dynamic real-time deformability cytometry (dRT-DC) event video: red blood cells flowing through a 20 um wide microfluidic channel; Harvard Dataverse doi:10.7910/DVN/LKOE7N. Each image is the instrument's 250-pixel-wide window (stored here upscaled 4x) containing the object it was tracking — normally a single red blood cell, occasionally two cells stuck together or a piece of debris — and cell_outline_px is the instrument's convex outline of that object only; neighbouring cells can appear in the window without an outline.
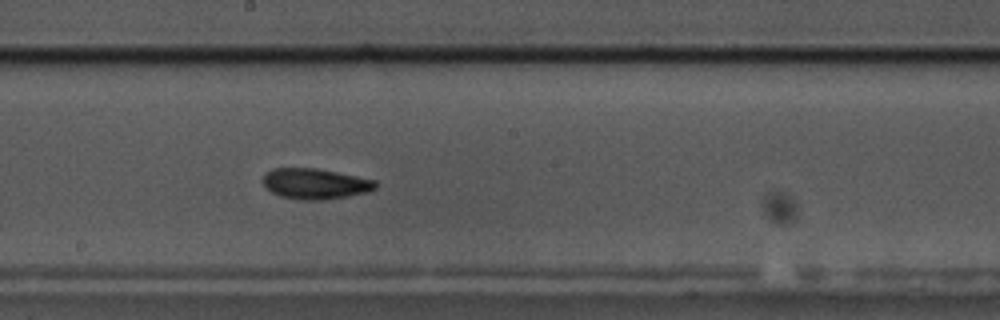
{"species": "common noctule bat (a hibernating species)", "species_latin": "Nyctalus noctula", "temperature_condition": "cold", "stored_images_in_passage": 57, "camera_frame_rate_fps": 3000, "um_per_image_px": 0.085, "animal": {"sex": "male", "body_mass_g": 17.5, "forearm_length_mm": 52.3}, "frame": {"image": 1, "passage_image": 31, "time_ms": 10.0, "image_size_px": [1000, 320], "cell_outline_px": [[380, 184], [376, 188], [368, 192], [348, 196], [324, 200], [300, 200], [280, 196], [264, 188], [264, 172], [272, 168], [316, 168], [376, 180]], "centroid_in_image_um": [26.8, 15.62], "position_along_channel_um": 221.4, "area_um2": 20.29}}
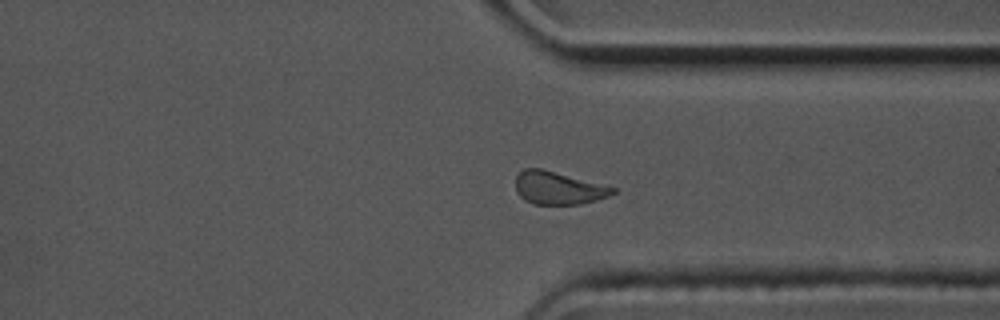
{"frame": {"image": 2, "passage_image": 43, "time_ms": 14.0, "image_size_px": [1000, 320], "cell_outline_px": [[616, 192], [608, 196], [596, 200], [580, 204], [532, 204], [524, 200], [516, 192], [516, 176], [524, 168], [540, 168], [616, 188]], "centroid_in_image_um": [47.42, 15.99], "position_along_channel_um": 364.0, "area_um2": 18.38}}
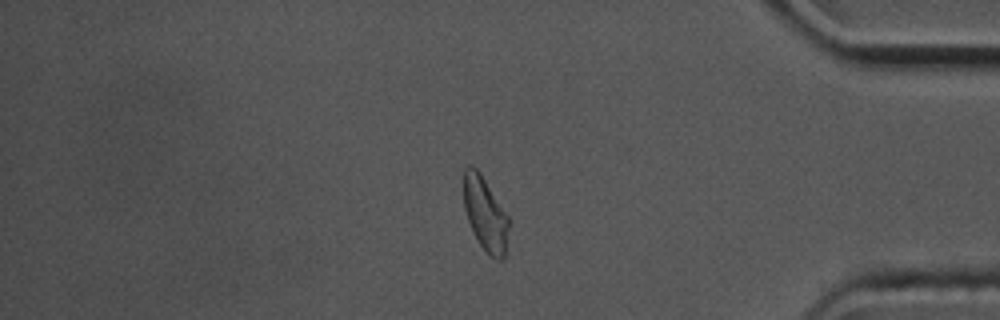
{"frame": {"image": 3, "passage_image": 48, "time_ms": 15.667, "image_size_px": [1000, 320], "cell_outline_px": [[508, 228], [504, 256], [500, 260], [496, 260], [480, 244], [472, 232], [464, 208], [464, 168], [468, 164], [472, 164], [480, 172], [508, 216]], "centroid_in_image_um": [41.21, 18.13], "position_along_channel_um": 394.0, "area_um2": 19.07}, "authors_computed_cell_mechanics": {"area_um2": 19.5942, "velocity_mm_per_s": 3.555, "shape_relaxation_time_tau1_ms": 2.8866, "shape_relaxation_time_tau2_ms": 2.6264, "deformation_change_tau1": 0.1075, "deformation_change_tau2": 0.0828}}